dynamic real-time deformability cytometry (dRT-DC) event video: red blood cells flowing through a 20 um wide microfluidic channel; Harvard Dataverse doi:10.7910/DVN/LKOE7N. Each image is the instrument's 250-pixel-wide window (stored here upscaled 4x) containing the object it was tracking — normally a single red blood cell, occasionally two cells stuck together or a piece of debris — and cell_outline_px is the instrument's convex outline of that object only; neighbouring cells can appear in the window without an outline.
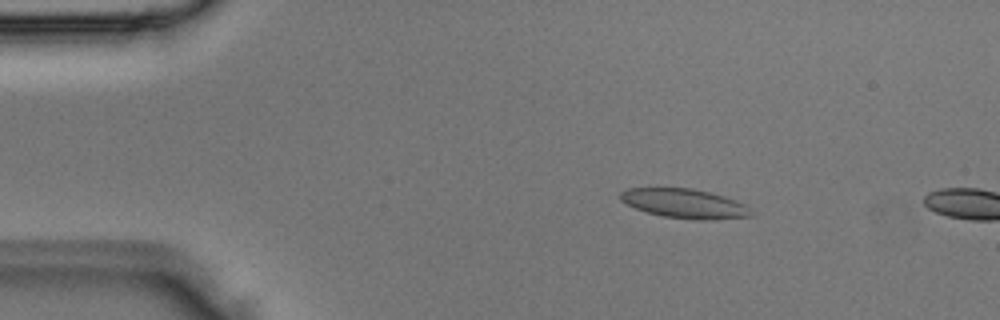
{"species": "Egyptian fruit bat (a non-hibernating species)", "species_latin": "Rousettus aegyptiacus", "temperature_condition": "room temperature", "stored_images_in_passage": 2, "camera_frame_rate_fps": 3000, "um_per_image_px": 0.085, "animal": {"sex": "male"}, "frame": {"image": 1, "passage_image": 1, "time_ms": 0.0, "image_size_px": [1000, 320], "cell_outline_px": [[756, 216], [712, 220], [696, 220], [664, 216], [648, 212], [636, 208], [620, 200], [620, 192], [628, 188], [692, 188], [724, 196], [744, 204]], "centroid_in_image_um": [58.22, 17.31], "position_along_channel_um": 26.8, "area_um2": 22.25}}